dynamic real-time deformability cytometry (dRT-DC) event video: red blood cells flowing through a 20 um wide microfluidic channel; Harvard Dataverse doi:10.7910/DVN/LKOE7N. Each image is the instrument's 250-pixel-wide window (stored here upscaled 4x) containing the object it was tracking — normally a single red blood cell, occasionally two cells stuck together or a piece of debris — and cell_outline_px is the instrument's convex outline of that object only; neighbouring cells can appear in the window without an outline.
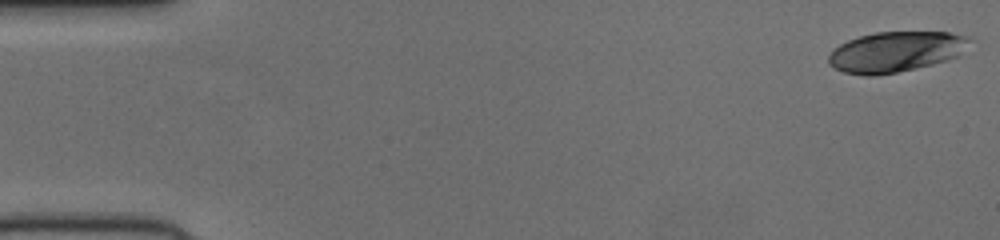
{"species": "human", "species_latin": "Homo sapiens", "temperature_condition": "cold", "stored_images_in_passage": 50, "camera_frame_rate_fps": 3000, "um_per_image_px": 0.085, "donor": {"sex": "female"}, "frame": {"image": 1, "passage_image": 1, "time_ms": 0.0, "image_size_px": [1000, 240], "cell_outline_px": [[972, 40], [956, 56], [932, 64], [896, 72], [876, 76], [864, 76], [844, 72], [828, 64], [828, 56], [832, 48], [848, 40], [860, 36], [876, 32], [948, 32], [972, 36]], "centroid_in_image_um": [76.1, 4.39], "position_along_channel_um": 8.9, "area_um2": 33.12}}
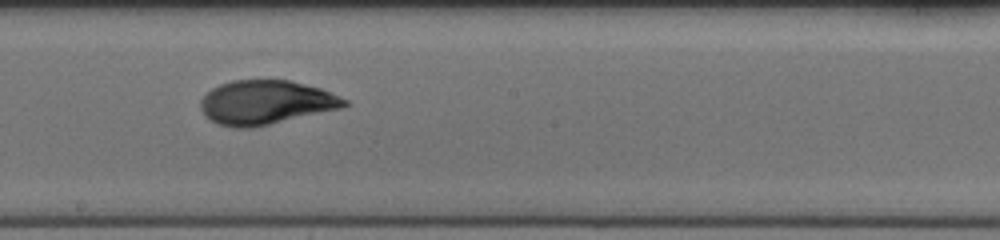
{"frame": {"image": 2, "passage_image": 29, "time_ms": 9.333, "image_size_px": [1000, 240], "cell_outline_px": [[348, 104], [340, 108], [252, 128], [236, 128], [216, 124], [204, 116], [200, 108], [200, 100], [212, 88], [220, 84], [232, 80], [288, 80], [320, 88], [348, 100]], "centroid_in_image_um": [22.54, 8.71], "position_along_channel_um": 225.7, "area_um2": 36.76}}
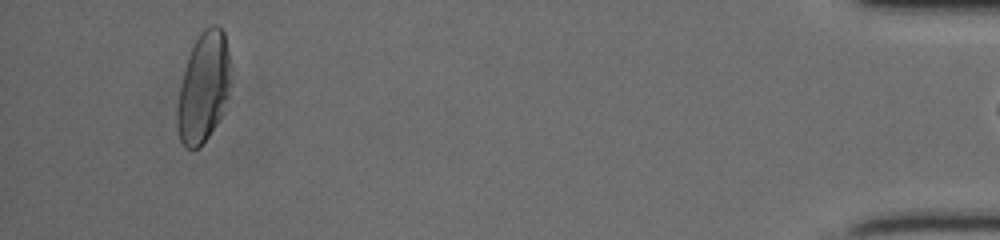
{"frame": {"image": 3, "passage_image": 49, "time_ms": 16.0, "image_size_px": [1000, 240], "cell_outline_px": [[228, 84], [220, 116], [216, 124], [208, 136], [196, 148], [184, 148], [180, 140], [176, 124], [176, 108], [180, 88], [188, 56], [200, 32], [204, 28], [212, 24], [216, 24], [224, 32], [228, 52]], "centroid_in_image_um": [17.24, 7.42], "position_along_channel_um": 418.0, "area_um2": 33.18}}